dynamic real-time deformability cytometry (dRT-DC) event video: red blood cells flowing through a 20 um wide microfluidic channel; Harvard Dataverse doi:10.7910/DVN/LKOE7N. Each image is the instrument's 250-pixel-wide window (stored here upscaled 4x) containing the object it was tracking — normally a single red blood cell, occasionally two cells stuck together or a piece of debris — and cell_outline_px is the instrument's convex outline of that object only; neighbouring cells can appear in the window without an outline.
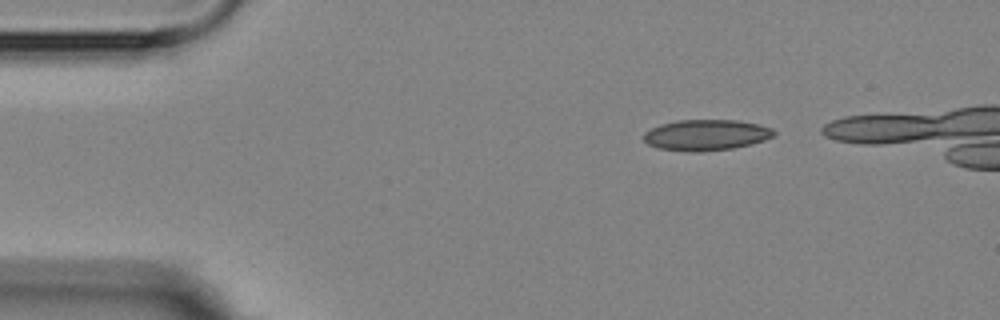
{"species": "Egyptian fruit bat (a non-hibernating species)", "species_latin": "Rousettus aegyptiacus", "temperature_condition": "room temperature", "stored_images_in_passage": 5, "camera_frame_rate_fps": 3000, "um_per_image_px": 0.085, "animal": {"sex": "female"}, "frame": {"image": 1, "passage_image": 5, "time_ms": 6.333, "image_size_px": [1000, 320], "cell_outline_px": [[776, 132], [772, 136], [764, 140], [732, 148], [700, 152], [688, 152], [660, 148], [648, 144], [644, 140], [644, 132], [660, 124], [680, 120], [736, 120], [760, 124], [772, 128]], "centroid_in_image_um": [60.02, 11.47], "position_along_channel_um": 25.0, "area_um2": 23.29}}